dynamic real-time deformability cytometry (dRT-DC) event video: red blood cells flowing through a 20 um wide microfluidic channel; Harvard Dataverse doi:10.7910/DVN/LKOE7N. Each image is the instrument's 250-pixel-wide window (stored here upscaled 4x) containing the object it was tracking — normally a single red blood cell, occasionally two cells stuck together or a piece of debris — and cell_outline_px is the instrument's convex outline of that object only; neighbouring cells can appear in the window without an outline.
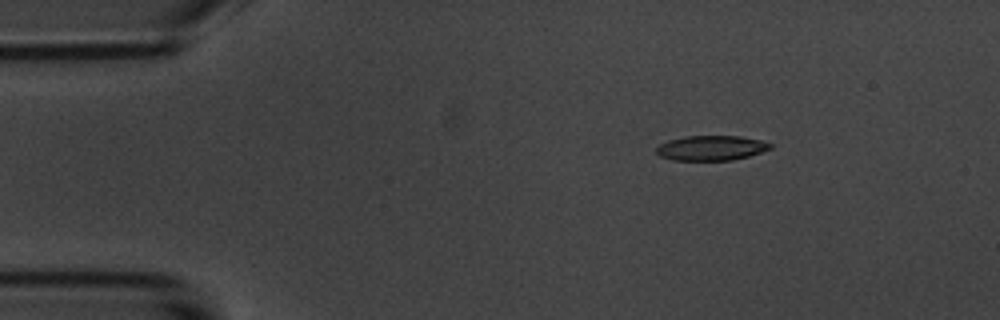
{"species": "common noctule bat (a hibernating species)", "species_latin": "Nyctalus noctula", "temperature_condition": "room temperature", "stored_images_in_passage": 4, "camera_frame_rate_fps": 3000, "um_per_image_px": 0.085, "animal": {"sex": "male", "body_mass_g": 20.1, "forearm_length_mm": 53.5}, "frame": {"image": 1, "passage_image": 2, "time_ms": 1.333, "image_size_px": [1000, 320], "cell_outline_px": [[772, 148], [748, 156], [732, 160], [672, 160], [660, 156], [656, 152], [656, 148], [660, 144], [668, 140], [684, 136], [740, 136], [760, 140], [772, 144]], "centroid_in_image_um": [60.43, 12.57], "position_along_channel_um": 24.6, "area_um2": 16.47}}